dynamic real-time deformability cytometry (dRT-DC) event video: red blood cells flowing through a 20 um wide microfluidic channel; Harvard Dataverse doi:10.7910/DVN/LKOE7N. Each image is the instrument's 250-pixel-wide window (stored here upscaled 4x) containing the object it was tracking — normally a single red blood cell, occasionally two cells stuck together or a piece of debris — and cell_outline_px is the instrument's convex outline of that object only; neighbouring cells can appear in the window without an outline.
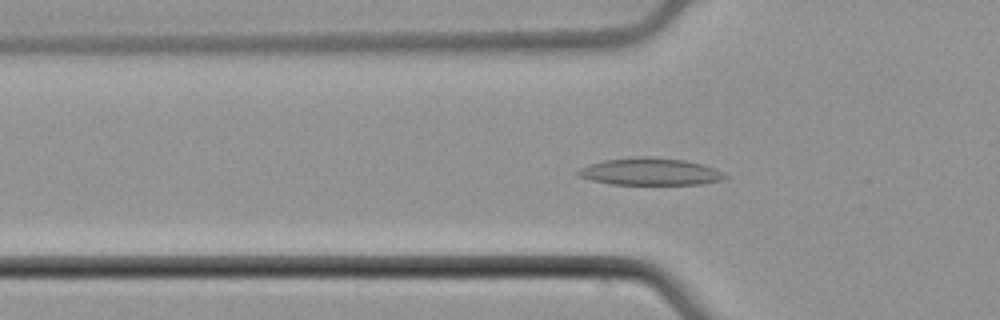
{"species": "common noctule bat (a hibernating species)", "species_latin": "Nyctalus noctula", "temperature_condition": "cold", "stored_images_in_passage": 52, "camera_frame_rate_fps": 3000, "um_per_image_px": 0.085, "animal": {"sex": "male", "body_mass_g": 21.5, "forearm_length_mm": 52.0}, "frame": {"image": 1, "passage_image": 17, "time_ms": 5.333, "image_size_px": [1000, 320], "cell_outline_px": [[728, 176], [724, 180], [700, 184], [612, 184], [592, 180], [576, 176], [576, 172], [580, 168], [588, 164], [604, 160], [636, 156], [648, 156], [684, 160], [716, 168], [724, 172]], "centroid_in_image_um": [55.26, 14.58], "position_along_channel_um": 70.5, "area_um2": 23.41}}
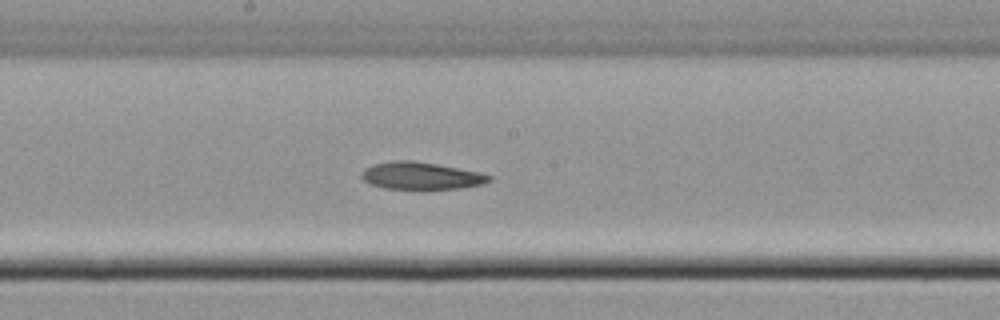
{"frame": {"image": 2, "passage_image": 28, "time_ms": 9.0, "image_size_px": [1000, 320], "cell_outline_px": [[492, 180], [480, 184], [460, 188], [384, 188], [368, 184], [360, 176], [364, 168], [372, 164], [392, 160], [412, 160], [436, 164], [480, 172], [492, 176]], "centroid_in_image_um": [35.73, 14.92], "position_along_channel_um": 212.5, "area_um2": 20.11}}
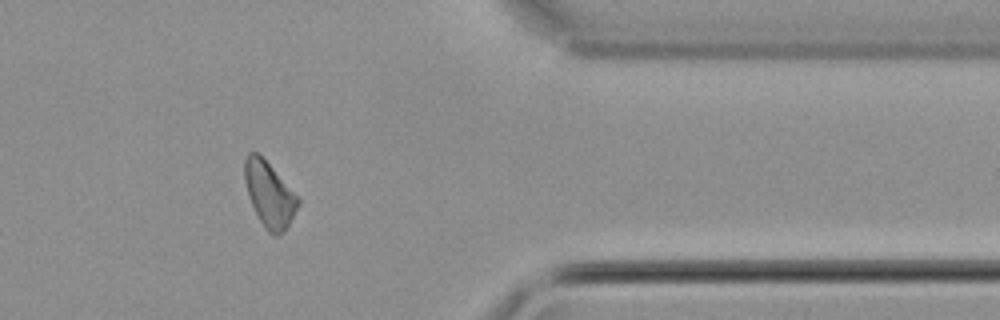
{"frame": {"image": 3, "passage_image": 43, "time_ms": 14.0, "image_size_px": [1000, 320], "cell_outline_px": [[300, 204], [284, 232], [276, 236], [268, 232], [264, 228], [248, 196], [244, 180], [244, 160], [248, 152], [256, 152], [272, 168], [300, 200]], "centroid_in_image_um": [22.87, 16.55], "position_along_channel_um": 388.5, "area_um2": 19.83}, "authors_computed_cell_mechanics": {"area_um2": 21.097, "velocity_mm_per_s": 3.8964, "shape_relaxation_time_tau1_ms": 6.6184, "shape_relaxation_time_tau2_ms": 5.0879, "deformation_change_tau1": 0.1517, "deformation_change_tau2": 0.1317}}